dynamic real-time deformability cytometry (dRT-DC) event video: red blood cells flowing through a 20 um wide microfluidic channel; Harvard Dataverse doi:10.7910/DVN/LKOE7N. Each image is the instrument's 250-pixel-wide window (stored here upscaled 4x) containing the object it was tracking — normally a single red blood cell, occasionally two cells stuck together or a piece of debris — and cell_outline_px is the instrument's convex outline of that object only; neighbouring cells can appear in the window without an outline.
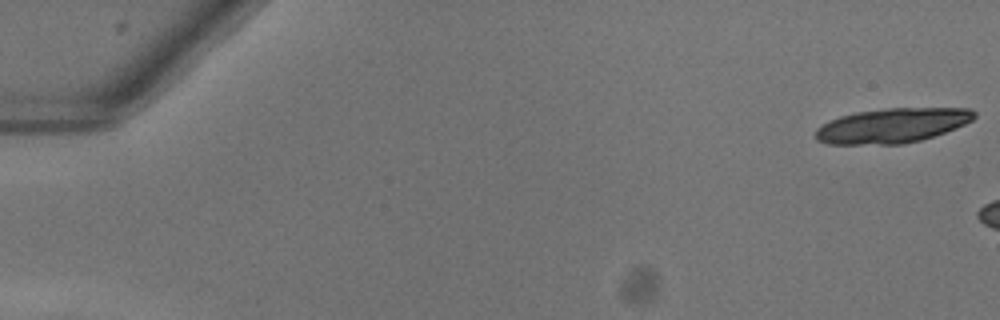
{"species": "common noctule bat (a hibernating species)", "species_latin": "Nyctalus noctula", "temperature_condition": "warm", "stored_images_in_passage": 6, "camera_frame_rate_fps": 3000, "um_per_image_px": 0.085, "animal": {"sex": "female"}, "frame": {"image": 1, "passage_image": 1, "time_ms": 0.0, "image_size_px": [1000, 320], "cell_outline_px": [[976, 116], [972, 120], [956, 128], [920, 140], [904, 144], [828, 144], [816, 140], [816, 128], [828, 120], [840, 116], [856, 112], [888, 108], [972, 108], [976, 112]], "centroid_in_image_um": [75.82, 10.66], "position_along_channel_um": 9.2, "area_um2": 32.08}}